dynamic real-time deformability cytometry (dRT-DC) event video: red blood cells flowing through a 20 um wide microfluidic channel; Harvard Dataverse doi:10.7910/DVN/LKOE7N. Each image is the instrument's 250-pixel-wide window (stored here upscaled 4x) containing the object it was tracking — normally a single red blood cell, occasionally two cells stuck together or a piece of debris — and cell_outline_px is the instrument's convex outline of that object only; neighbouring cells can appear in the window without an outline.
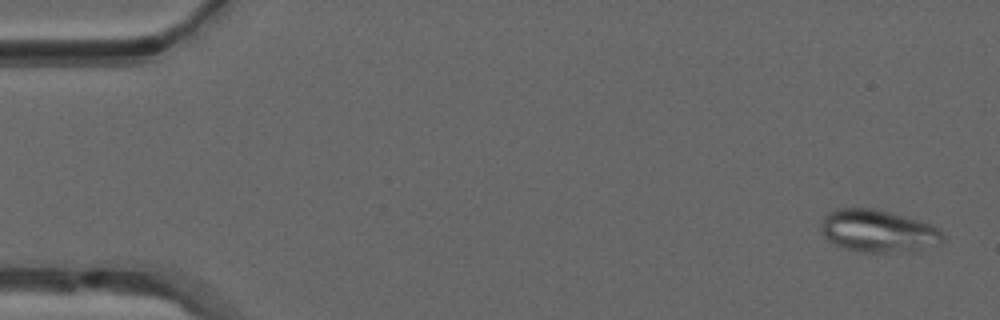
{"species": "common noctule bat (a hibernating species)", "species_latin": "Nyctalus noctula", "temperature_condition": "warm", "stored_images_in_passage": 51, "camera_frame_rate_fps": 3000, "um_per_image_px": 0.085, "animal": {"sex": "male", "forearm_length_mm": 52.5}, "frame": {"image": 1, "passage_image": 2, "time_ms": 0.333, "image_size_px": [1000, 320], "cell_outline_px": [[944, 240], [940, 244], [920, 248], [884, 252], [864, 252], [844, 248], [828, 240], [820, 232], [820, 224], [824, 216], [828, 212], [836, 208], [872, 208], [888, 212], [932, 224], [940, 228], [944, 236]], "centroid_in_image_um": [74.6, 19.61], "position_along_channel_um": 10.4, "area_um2": 29.82}}
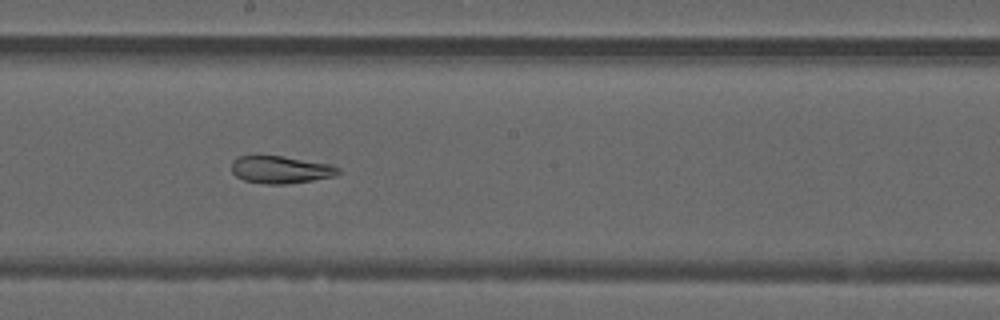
{"frame": {"image": 2, "passage_image": 28, "time_ms": 9.0, "image_size_px": [1000, 320], "cell_outline_px": [[340, 172], [336, 176], [288, 184], [268, 184], [244, 180], [236, 176], [232, 172], [232, 160], [236, 156], [280, 156], [332, 164], [340, 168]], "centroid_in_image_um": [23.87, 14.42], "position_along_channel_um": 224.3, "area_um2": 17.05}}
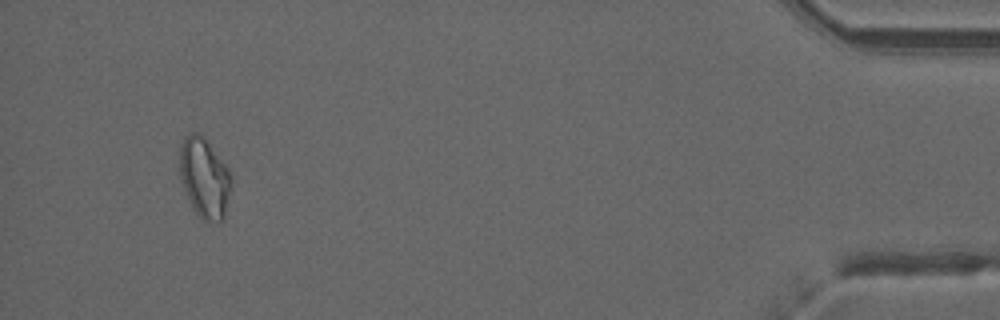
{"frame": {"image": 3, "passage_image": 48, "time_ms": 15.667, "image_size_px": [1000, 320], "cell_outline_px": [[232, 188], [224, 216], [220, 220], [200, 220], [184, 188], [180, 176], [180, 148], [184, 140], [192, 132], [200, 132], [204, 136], [232, 172]], "centroid_in_image_um": [17.42, 15.08], "position_along_channel_um": 417.8, "area_um2": 23.93}, "authors_computed_cell_mechanics": {"area_um2": 22.542, "velocity_mm_per_s": 4.015, "shape_relaxation_time_tau1_ms": null, "shape_relaxation_time_tau2_ms": 2.963, "deformation_change_tau1": null, "deformation_change_tau2": 0.1045}}